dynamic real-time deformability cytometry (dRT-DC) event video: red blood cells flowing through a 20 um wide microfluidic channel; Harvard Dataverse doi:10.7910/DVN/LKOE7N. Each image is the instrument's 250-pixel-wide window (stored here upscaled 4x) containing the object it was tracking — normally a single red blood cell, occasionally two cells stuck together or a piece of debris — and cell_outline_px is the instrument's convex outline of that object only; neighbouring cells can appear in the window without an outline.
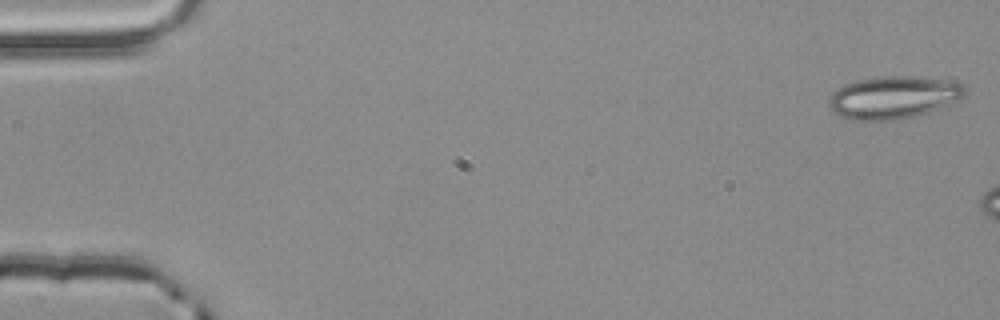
{"species": "common noctule bat (a hibernating species)", "species_latin": "Nyctalus noctula", "temperature_condition": "room temperature", "stored_images_in_passage": 8, "camera_frame_rate_fps": 3000, "um_per_image_px": 0.085, "animal": {"sex": "male", "body_mass_g": 20.4}, "frame": {"image": 1, "passage_image": 1, "time_ms": 0.0, "image_size_px": [1000, 320], "cell_outline_px": [[968, 92], [964, 96], [940, 108], [916, 116], [896, 120], [852, 120], [840, 116], [832, 112], [828, 104], [828, 96], [832, 92], [848, 84], [860, 80], [884, 76], [908, 76], [956, 80]], "centroid_in_image_um": [75.95, 8.28], "position_along_channel_um": 9.1, "area_um2": 33.76}}